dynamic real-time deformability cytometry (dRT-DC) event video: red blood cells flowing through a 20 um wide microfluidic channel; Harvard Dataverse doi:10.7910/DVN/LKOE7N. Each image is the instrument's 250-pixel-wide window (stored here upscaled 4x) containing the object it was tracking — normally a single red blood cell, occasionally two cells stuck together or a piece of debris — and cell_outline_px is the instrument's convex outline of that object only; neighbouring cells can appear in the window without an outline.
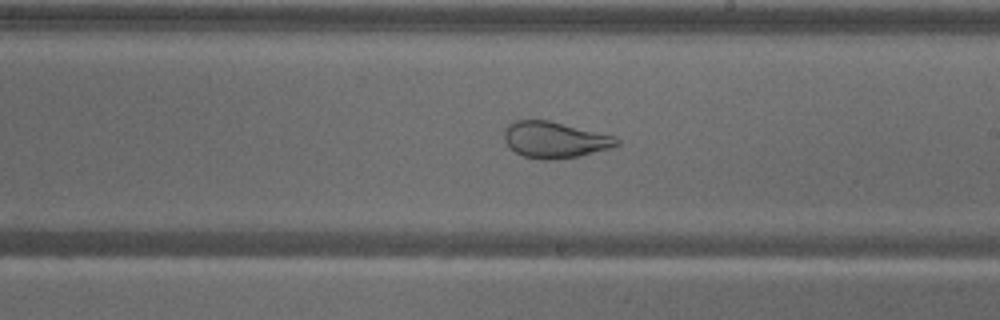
{"species": "common noctule bat (a hibernating species)", "species_latin": "Nyctalus noctula", "temperature_condition": "warm", "stored_images_in_passage": 41, "camera_frame_rate_fps": 3000, "um_per_image_px": 0.085, "animal": {"sex": "male", "body_mass_g": 18.8}, "frame": {"image": 1, "passage_image": 17, "time_ms": 5.333, "image_size_px": [1000, 320], "cell_outline_px": [[620, 144], [612, 148], [580, 156], [552, 160], [540, 160], [524, 156], [516, 152], [504, 140], [504, 132], [508, 124], [512, 120], [548, 120], [616, 136], [620, 140]], "centroid_in_image_um": [47.18, 11.88], "position_along_channel_um": 241.8, "area_um2": 23.93}}
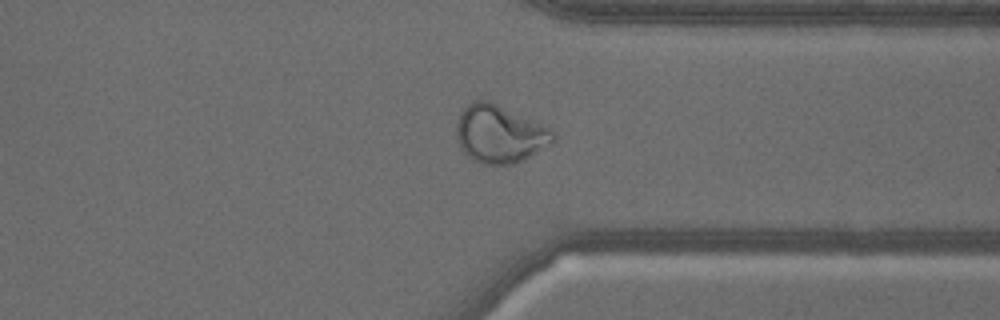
{"frame": {"image": 2, "passage_image": 28, "time_ms": 9.0, "image_size_px": [1000, 320], "cell_outline_px": [[556, 140], [552, 144], [524, 160], [512, 164], [480, 164], [472, 160], [464, 152], [456, 136], [456, 124], [460, 112], [472, 100], [488, 100], [544, 124], [556, 132]], "centroid_in_image_um": [42.5, 11.39], "position_along_channel_um": 368.9, "area_um2": 32.95}}
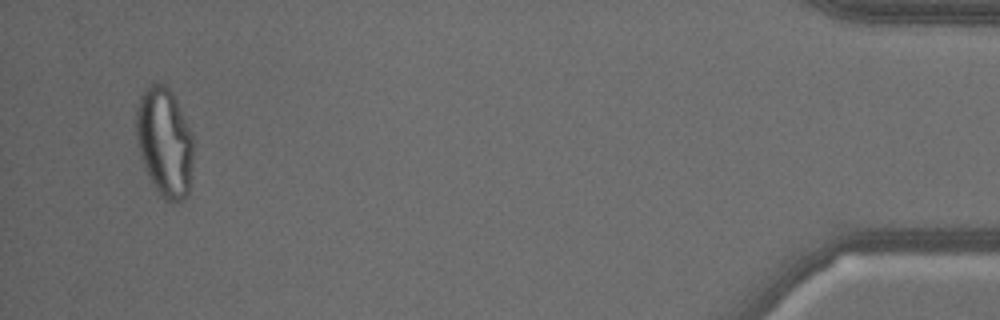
{"frame": {"image": 3, "passage_image": 39, "time_ms": 12.667, "image_size_px": [1000, 320], "cell_outline_px": [[192, 160], [188, 196], [172, 204], [164, 200], [160, 196], [152, 184], [144, 168], [140, 156], [136, 140], [136, 104], [144, 88], [160, 80], [172, 92], [176, 100], [192, 136]], "centroid_in_image_um": [13.95, 12.09], "position_along_channel_um": 421.3, "area_um2": 36.65}}